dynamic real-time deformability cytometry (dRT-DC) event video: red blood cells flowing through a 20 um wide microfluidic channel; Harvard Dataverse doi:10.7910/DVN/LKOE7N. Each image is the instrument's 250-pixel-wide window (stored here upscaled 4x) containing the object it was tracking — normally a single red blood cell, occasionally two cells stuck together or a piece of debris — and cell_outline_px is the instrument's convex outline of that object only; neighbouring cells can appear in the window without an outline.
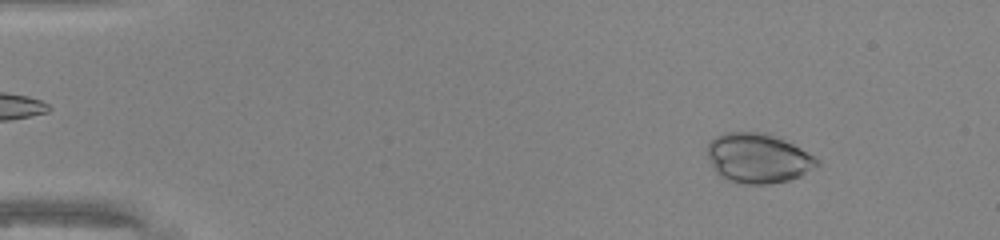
{"species": "common noctule bat (a hibernating species)", "species_latin": "Nyctalus noctula", "temperature_condition": "warm", "stored_images_in_passage": 48, "camera_frame_rate_fps": 3000, "um_per_image_px": 0.085, "animal": {"sex": "male", "body_mass_g": 20.0, "forearm_length_mm": 53.3}, "frame": {"image": 1, "passage_image": 6, "time_ms": 1.667, "image_size_px": [1000, 240], "cell_outline_px": [[820, 164], [800, 176], [788, 180], [768, 184], [744, 184], [728, 180], [720, 176], [712, 168], [708, 156], [708, 144], [716, 136], [728, 132], [768, 132], [800, 148], [820, 160]], "centroid_in_image_um": [64.43, 13.45], "position_along_channel_um": 20.6, "area_um2": 31.67}}
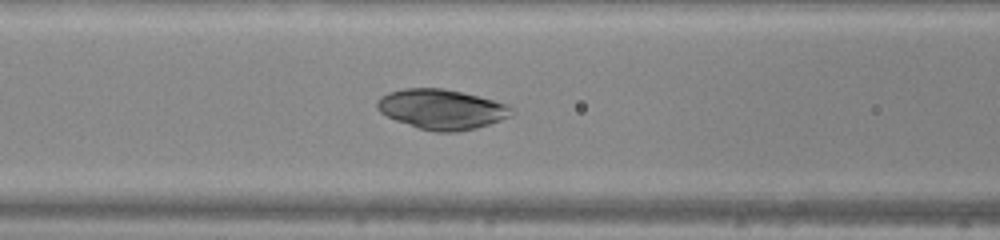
{"frame": {"image": 2, "passage_image": 21, "time_ms": 6.667, "image_size_px": [1000, 240], "cell_outline_px": [[516, 112], [500, 120], [476, 128], [456, 132], [436, 132], [420, 128], [396, 120], [380, 112], [376, 108], [376, 100], [380, 96], [388, 92], [404, 88], [444, 88], [508, 104]], "centroid_in_image_um": [37.51, 9.28], "position_along_channel_um": 129.1, "area_um2": 31.15}}
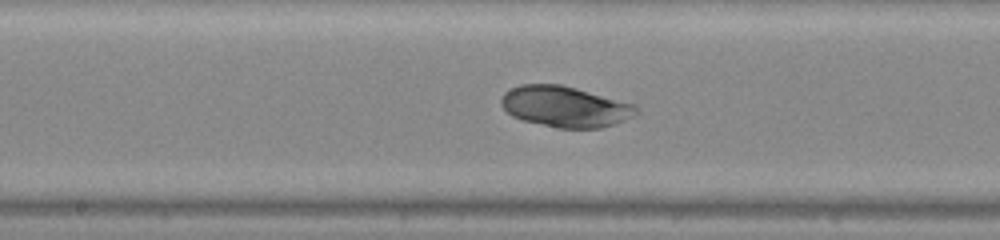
{"frame": {"image": 3, "passage_image": 26, "time_ms": 8.333, "image_size_px": [1000, 240], "cell_outline_px": [[640, 112], [616, 124], [600, 128], [556, 128], [524, 120], [512, 116], [500, 104], [500, 100], [504, 92], [520, 84], [560, 84], [576, 88], [636, 104]], "centroid_in_image_um": [48.05, 9.06], "position_along_channel_um": 200.2, "area_um2": 32.25}}